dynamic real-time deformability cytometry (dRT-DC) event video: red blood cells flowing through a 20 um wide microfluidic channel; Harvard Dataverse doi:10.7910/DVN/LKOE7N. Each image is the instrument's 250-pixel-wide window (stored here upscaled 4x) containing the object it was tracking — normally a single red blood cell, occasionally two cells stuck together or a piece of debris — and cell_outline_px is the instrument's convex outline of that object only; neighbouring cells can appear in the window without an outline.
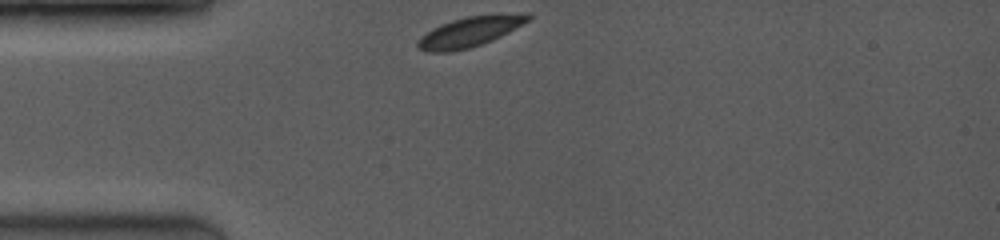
{"species": "common noctule bat (a hibernating species)", "species_latin": "Nyctalus noctula", "temperature_condition": "room temperature", "stored_images_in_passage": 15, "camera_frame_rate_fps": 3500, "um_per_image_px": 0.085, "animal": {"sex": "female", "body_mass_g": 19.0, "forearm_length_mm": 53.3}, "frame": {"image": 1, "passage_image": 1, "time_ms": 0.0, "image_size_px": [1000, 240], "cell_outline_px": [[532, 20], [492, 40], [468, 48], [452, 52], [428, 52], [416, 48], [416, 40], [420, 36], [432, 28], [440, 24], [452, 20], [468, 16], [528, 12], [532, 16]], "centroid_in_image_um": [39.93, 2.69], "position_along_channel_um": 45.1, "area_um2": 19.59}}
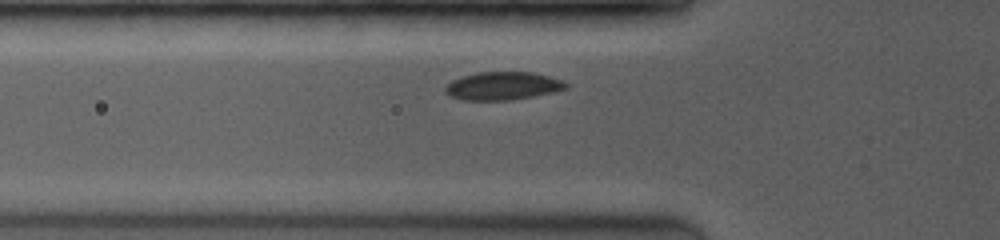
{"frame": {"image": 2, "passage_image": 10, "time_ms": 1.429, "image_size_px": [1000, 240], "cell_outline_px": [[568, 88], [556, 92], [508, 100], [464, 100], [448, 96], [444, 92], [444, 88], [452, 80], [460, 76], [476, 72], [532, 72], [564, 80], [568, 84]], "centroid_in_image_um": [42.72, 7.3], "position_along_channel_um": 83.1, "area_um2": 19.94}}